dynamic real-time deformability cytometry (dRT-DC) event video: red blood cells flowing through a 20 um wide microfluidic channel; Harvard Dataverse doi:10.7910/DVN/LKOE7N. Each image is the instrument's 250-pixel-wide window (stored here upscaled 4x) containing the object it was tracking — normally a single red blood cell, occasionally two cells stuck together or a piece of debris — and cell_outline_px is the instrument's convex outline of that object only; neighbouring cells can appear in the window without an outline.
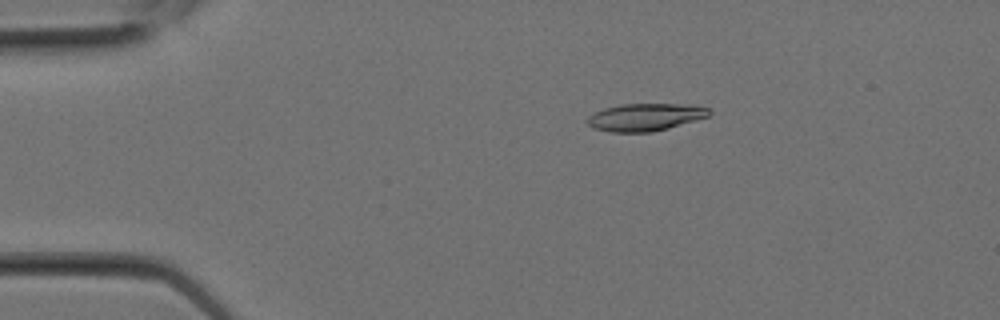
{"species": "Egyptian fruit bat (a non-hibernating species)", "species_latin": "Rousettus aegyptiacus", "temperature_condition": "room temperature", "stored_images_in_passage": 3, "camera_frame_rate_fps": 3000, "um_per_image_px": 0.085, "animal": {"sex": "female"}, "frame": {"image": 1, "passage_image": 2, "time_ms": 0.333, "image_size_px": [1000, 320], "cell_outline_px": [[712, 112], [708, 116], [696, 120], [668, 128], [652, 132], [612, 132], [592, 128], [584, 120], [588, 116], [604, 108], [620, 104], [684, 104], [708, 108]], "centroid_in_image_um": [54.8, 9.96], "position_along_channel_um": 30.2, "area_um2": 19.48}}
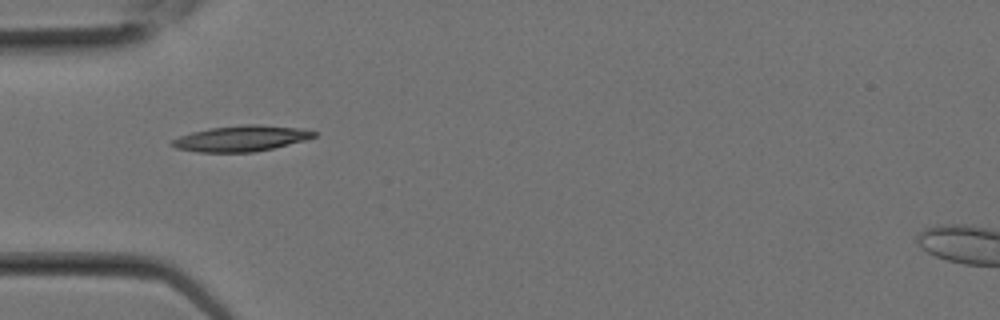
{"frame": {"image": 2, "passage_image": 3, "time_ms": 0.667, "image_size_px": [1000, 320], "cell_outline_px": [[316, 136], [308, 140], [256, 152], [196, 152], [176, 148], [168, 144], [172, 140], [180, 136], [192, 132], [212, 128], [244, 124], [260, 124], [304, 128], [316, 132]], "centroid_in_image_um": [20.55, 11.77], "position_along_channel_um": 64.5, "area_um2": 21.56}}